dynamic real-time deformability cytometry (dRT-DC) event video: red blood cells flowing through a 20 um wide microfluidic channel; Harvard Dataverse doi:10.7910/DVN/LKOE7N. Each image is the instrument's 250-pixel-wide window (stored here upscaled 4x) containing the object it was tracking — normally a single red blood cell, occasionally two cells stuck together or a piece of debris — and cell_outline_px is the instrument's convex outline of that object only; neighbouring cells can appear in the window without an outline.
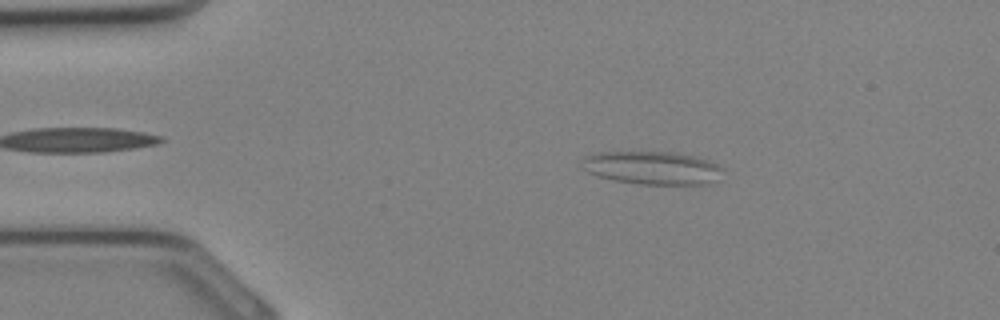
{"species": "Egyptian fruit bat (a non-hibernating species)", "species_latin": "Rousettus aegyptiacus", "temperature_condition": "cold", "stored_images_in_passage": 33, "camera_frame_rate_fps": 3000, "um_per_image_px": 0.085, "animal": {"sex": "female"}, "frame": {"image": 1, "passage_image": 5, "time_ms": 1.333, "image_size_px": [1000, 320], "cell_outline_px": [[724, 168], [716, 180], [712, 184], [640, 184], [616, 180], [596, 176], [588, 172], [584, 160], [584, 156], [592, 152], [676, 152], [696, 156], [708, 160]], "centroid_in_image_um": [55.49, 14.26], "position_along_channel_um": 29.5, "area_um2": 27.11}}
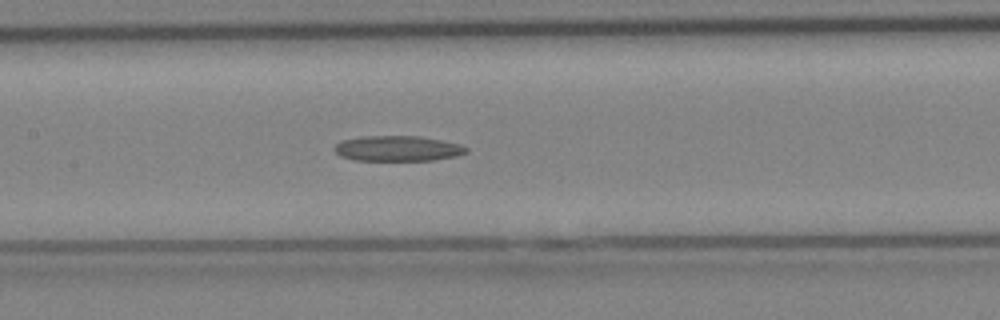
{"frame": {"image": 2, "passage_image": 15, "time_ms": 4.667, "image_size_px": [1000, 320], "cell_outline_px": [[468, 152], [456, 156], [432, 160], [352, 160], [340, 156], [332, 148], [340, 140], [364, 136], [420, 136], [460, 144], [468, 148]], "centroid_in_image_um": [33.77, 12.62], "position_along_channel_um": 173.6, "area_um2": 19.54}}
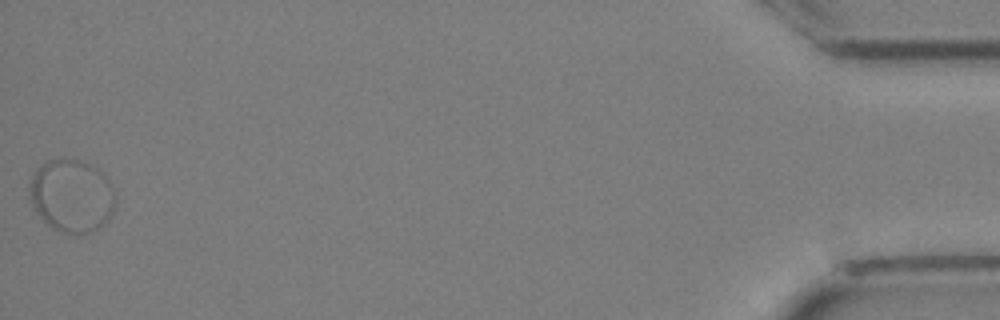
{"frame": {"image": 3, "passage_image": 33, "time_ms": 10.667, "image_size_px": [1000, 320], "cell_outline_px": [[116, 204], [108, 220], [92, 232], [60, 232], [52, 228], [36, 212], [32, 204], [32, 180], [36, 172], [48, 160], [64, 156], [84, 160], [92, 164], [108, 180], [116, 196]], "centroid_in_image_um": [6.15, 16.61], "position_along_channel_um": 429.1, "area_um2": 36.07}}